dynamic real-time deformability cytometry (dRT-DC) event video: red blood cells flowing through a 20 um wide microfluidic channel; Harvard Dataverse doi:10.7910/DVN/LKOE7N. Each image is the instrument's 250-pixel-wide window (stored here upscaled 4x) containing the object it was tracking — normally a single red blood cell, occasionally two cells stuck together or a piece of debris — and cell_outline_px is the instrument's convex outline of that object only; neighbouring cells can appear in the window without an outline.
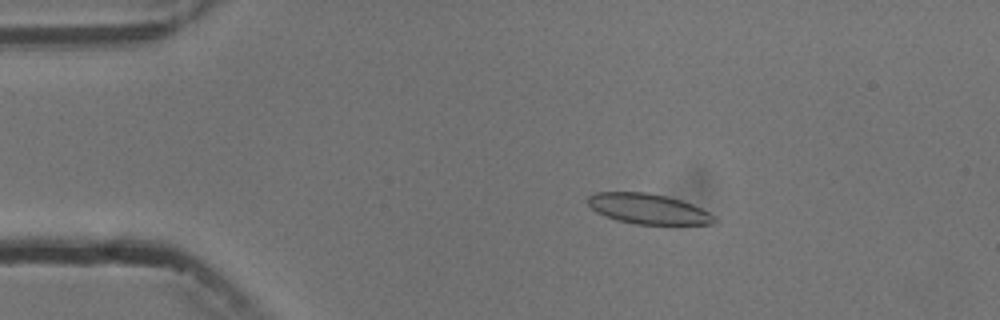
{"species": "common noctule bat (a hibernating species)", "species_latin": "Nyctalus noctula", "temperature_condition": "cold", "stored_images_in_passage": 6, "camera_frame_rate_fps": 3000, "um_per_image_px": 0.085, "animal": {"sex": "male", "body_mass_g": 13.3}, "frame": {"image": 1, "passage_image": 1, "time_ms": 0.0, "image_size_px": [1000, 320], "cell_outline_px": [[716, 224], [636, 224], [604, 216], [596, 212], [584, 200], [588, 196], [596, 192], [644, 192], [664, 196], [680, 200], [692, 204], [716, 216]], "centroid_in_image_um": [55.07, 17.75], "position_along_channel_um": 29.9, "area_um2": 22.2}}
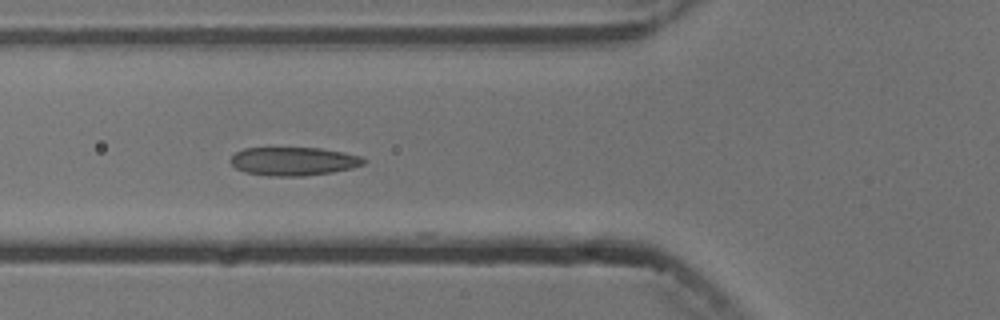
{"frame": {"image": 2, "passage_image": 4, "time_ms": 3.333, "image_size_px": [1000, 320], "cell_outline_px": [[368, 160], [364, 164], [352, 168], [332, 172], [304, 176], [268, 176], [244, 172], [236, 168], [228, 160], [236, 152], [244, 148], [320, 148], [344, 152], [360, 156]], "centroid_in_image_um": [24.95, 13.71], "position_along_channel_um": 100.8, "area_um2": 22.2}}
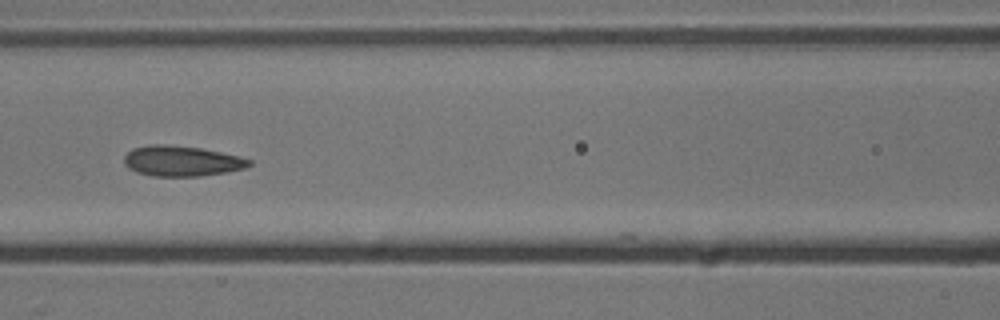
{"frame": {"image": 3, "passage_image": 5, "time_ms": 4.667, "image_size_px": [1000, 320], "cell_outline_px": [[252, 164], [244, 168], [228, 172], [200, 176], [152, 176], [136, 172], [128, 168], [124, 164], [124, 156], [132, 148], [148, 144], [164, 144], [200, 148], [220, 152], [252, 160]], "centroid_in_image_um": [15.4, 13.69], "position_along_channel_um": 151.2, "area_um2": 22.2}}